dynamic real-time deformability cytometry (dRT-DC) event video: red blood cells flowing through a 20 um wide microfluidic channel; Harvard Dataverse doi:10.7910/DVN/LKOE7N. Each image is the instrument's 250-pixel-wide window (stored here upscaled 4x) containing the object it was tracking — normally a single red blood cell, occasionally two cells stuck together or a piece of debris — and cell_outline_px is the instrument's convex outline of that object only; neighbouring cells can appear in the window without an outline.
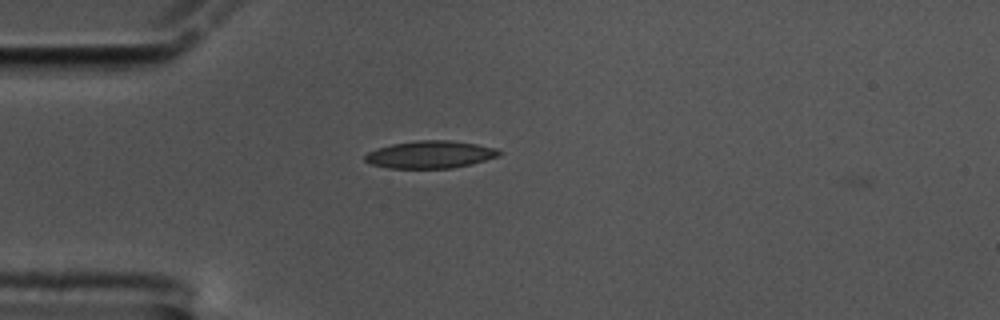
{"species": "common noctule bat (a hibernating species)", "species_latin": "Nyctalus noctula", "temperature_condition": "cold", "stored_images_in_passage": 2, "camera_frame_rate_fps": 3000, "um_per_image_px": 0.085, "animal": {"sex": "male", "body_mass_g": 17.5, "forearm_length_mm": 52.3}, "frame": {"image": 1, "passage_image": 1, "time_ms": 0.0, "image_size_px": [1000, 320], "cell_outline_px": [[504, 152], [500, 156], [472, 164], [452, 168], [388, 168], [372, 164], [364, 160], [364, 156], [368, 152], [376, 148], [392, 144], [420, 140], [448, 140], [476, 144], [496, 148]], "centroid_in_image_um": [36.6, 13.14], "position_along_channel_um": 48.4, "area_um2": 21.5}}